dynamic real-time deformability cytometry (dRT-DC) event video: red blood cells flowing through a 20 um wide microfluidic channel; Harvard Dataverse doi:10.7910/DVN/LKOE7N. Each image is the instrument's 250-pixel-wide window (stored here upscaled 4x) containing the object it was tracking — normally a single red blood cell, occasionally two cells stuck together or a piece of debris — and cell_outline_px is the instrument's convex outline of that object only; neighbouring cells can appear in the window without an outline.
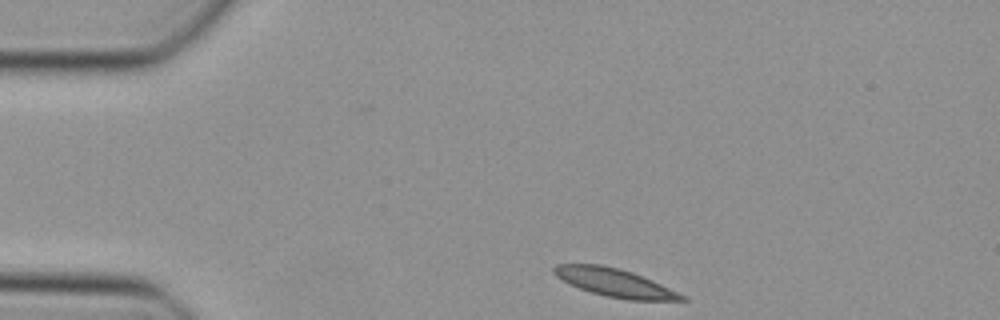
{"species": "Egyptian fruit bat (a non-hibernating species)", "species_latin": "Rousettus aegyptiacus", "temperature_condition": "cold", "stored_images_in_passage": 40, "camera_frame_rate_fps": 3000, "um_per_image_px": 0.085, "animal": {"sex": "female"}, "frame": {"image": 1, "passage_image": 1, "time_ms": 0.0, "image_size_px": [1000, 320], "cell_outline_px": [[688, 300], [628, 300], [608, 296], [592, 292], [568, 284], [556, 276], [552, 272], [552, 268], [556, 264], [600, 264], [620, 268], [632, 272], [652, 280], [688, 296]], "centroid_in_image_um": [52.26, 24.02], "position_along_channel_um": 32.7, "area_um2": 20.98}}
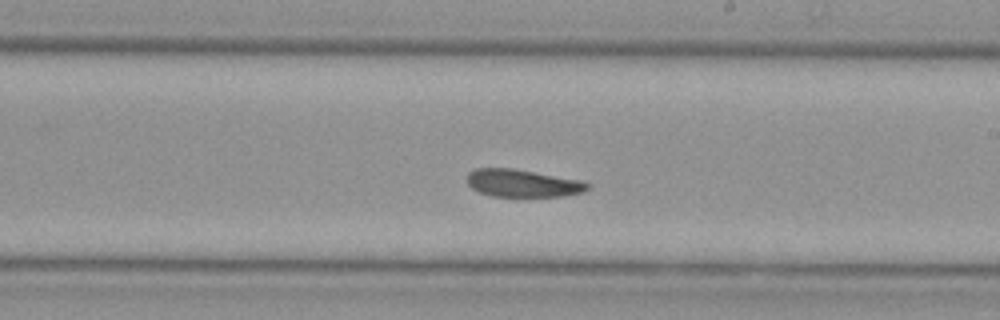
{"frame": {"image": 2, "passage_image": 20, "time_ms": 6.333, "image_size_px": [1000, 320], "cell_outline_px": [[592, 184], [584, 192], [564, 196], [492, 196], [480, 192], [472, 188], [468, 184], [468, 172], [476, 168], [512, 168], [580, 180]], "centroid_in_image_um": [44.44, 15.57], "position_along_channel_um": 244.6, "area_um2": 19.25}}
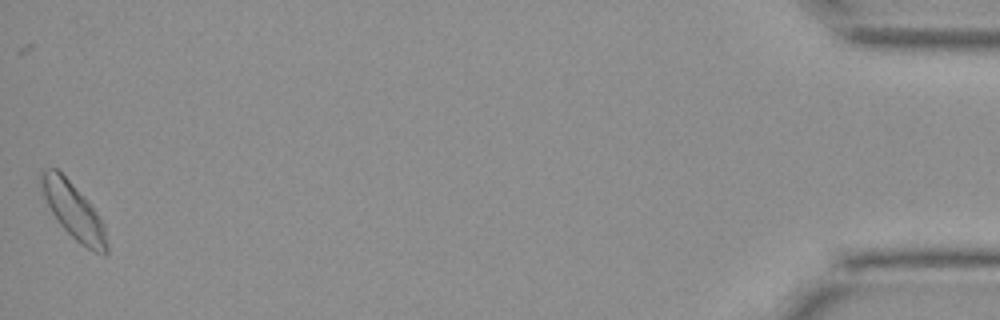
{"frame": {"image": 3, "passage_image": 40, "time_ms": 13.0, "image_size_px": [1000, 320], "cell_outline_px": [[108, 252], [104, 256], [80, 244], [56, 220], [44, 196], [40, 184], [40, 172], [44, 168], [56, 168], [88, 200], [104, 220], [108, 248]], "centroid_in_image_um": [6.28, 17.94], "position_along_channel_um": 428.9, "area_um2": 21.39}}